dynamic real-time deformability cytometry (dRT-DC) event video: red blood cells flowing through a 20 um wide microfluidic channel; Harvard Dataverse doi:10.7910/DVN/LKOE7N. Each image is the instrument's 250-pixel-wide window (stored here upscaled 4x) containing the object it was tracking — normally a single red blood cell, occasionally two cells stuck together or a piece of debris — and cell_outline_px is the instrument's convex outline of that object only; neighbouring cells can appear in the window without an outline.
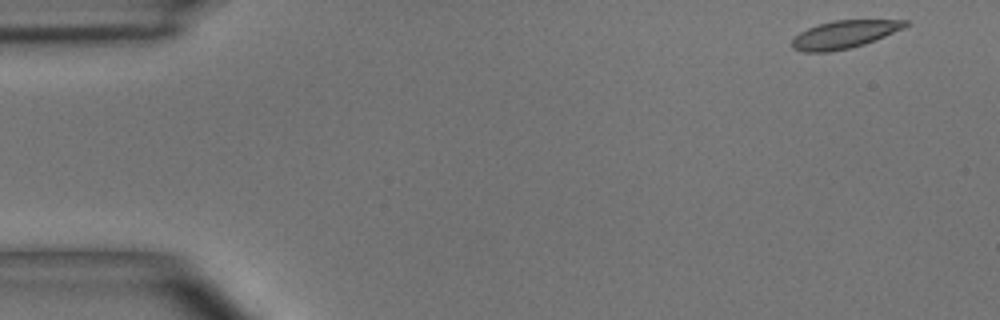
{"species": "common noctule bat (a hibernating species)", "species_latin": "Nyctalus noctula", "temperature_condition": "room temperature", "stored_images_in_passage": 5, "camera_frame_rate_fps": 3000, "um_per_image_px": 0.085, "animal": {"sex": "male", "body_mass_g": 15.6}, "frame": {"image": 1, "passage_image": 1, "time_ms": 0.0, "image_size_px": [1000, 320], "cell_outline_px": [[908, 24], [904, 28], [864, 44], [832, 52], [804, 52], [792, 48], [792, 40], [800, 32], [808, 28], [820, 24], [836, 20], [908, 20]], "centroid_in_image_um": [71.75, 2.93], "position_along_channel_um": 13.3, "area_um2": 18.09}}
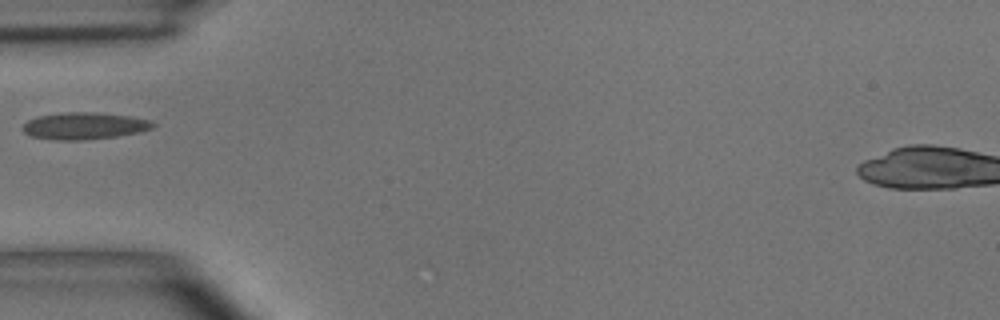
{"frame": {"image": 2, "passage_image": 4, "time_ms": 4.667, "image_size_px": [1000, 320], "cell_outline_px": [[156, 124], [152, 128], [140, 132], [116, 136], [84, 140], [52, 140], [28, 136], [20, 128], [28, 120], [40, 116], [64, 112], [92, 112], [128, 116], [152, 120]], "centroid_in_image_um": [7.14, 10.71], "position_along_channel_um": 77.9, "area_um2": 20.52}}
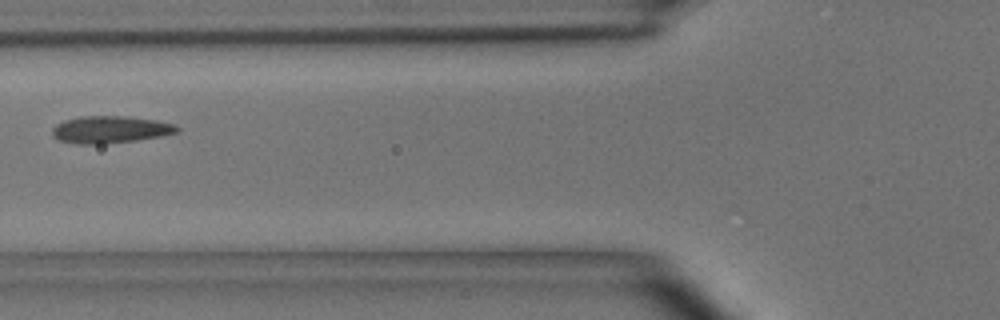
{"frame": {"image": 3, "passage_image": 5, "time_ms": 5.667, "image_size_px": [1000, 320], "cell_outline_px": [[180, 132], [160, 136], [136, 140], [100, 144], [76, 144], [56, 140], [52, 136], [52, 128], [56, 124], [64, 120], [80, 116], [124, 116], [156, 120], [176, 124], [180, 128]], "centroid_in_image_um": [9.35, 11.01], "position_along_channel_um": 116.4, "area_um2": 19.94}}